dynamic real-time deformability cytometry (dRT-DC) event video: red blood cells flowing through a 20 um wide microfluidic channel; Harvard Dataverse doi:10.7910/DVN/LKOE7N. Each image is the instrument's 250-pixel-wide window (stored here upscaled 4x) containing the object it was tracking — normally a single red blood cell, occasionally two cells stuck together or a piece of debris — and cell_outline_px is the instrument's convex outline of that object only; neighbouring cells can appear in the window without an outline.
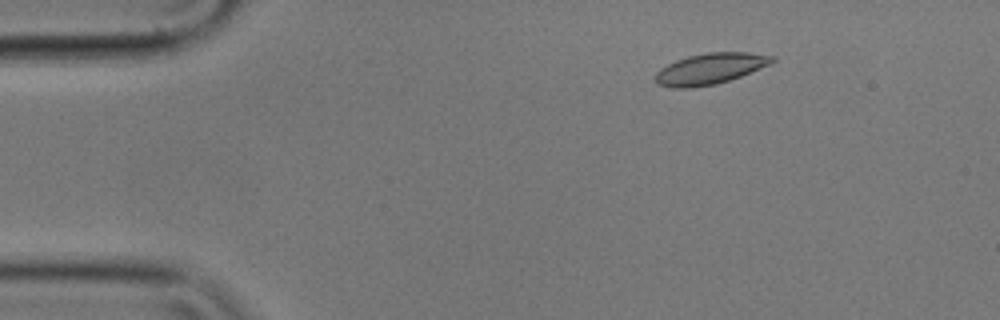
{"species": "common noctule bat (a hibernating species)", "species_latin": "Nyctalus noctula", "temperature_condition": "cold", "stored_images_in_passage": 44, "camera_frame_rate_fps": 3000, "um_per_image_px": 0.085, "animal": {"sex": "male", "body_mass_g": 17.9}, "frame": {"image": 1, "passage_image": 8, "time_ms": 2.333, "image_size_px": [1000, 320], "cell_outline_px": [[776, 60], [772, 64], [740, 76], [716, 84], [692, 88], [668, 88], [656, 84], [656, 72], [660, 68], [676, 60], [688, 56], [708, 52], [748, 52], [776, 56]], "centroid_in_image_um": [60.37, 5.84], "position_along_channel_um": 24.6, "area_um2": 21.27}}
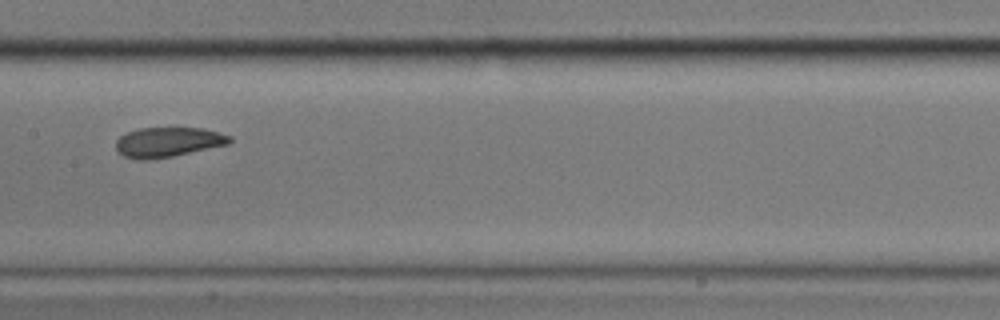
{"frame": {"image": 2, "passage_image": 28, "time_ms": 9.0, "image_size_px": [1000, 320], "cell_outline_px": [[232, 140], [228, 144], [172, 156], [148, 160], [140, 160], [124, 156], [116, 148], [116, 140], [120, 136], [128, 132], [140, 128], [204, 128], [220, 132], [232, 136]], "centroid_in_image_um": [14.3, 12.07], "position_along_channel_um": 193.1, "area_um2": 19.65}}
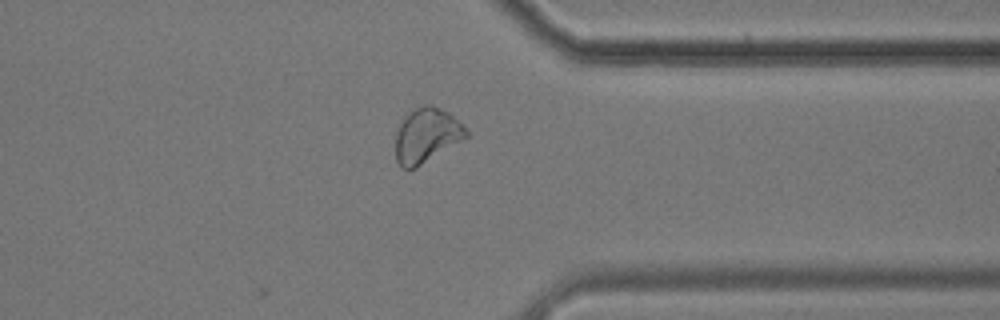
{"frame": {"image": 3, "passage_image": 44, "time_ms": 14.333, "image_size_px": [1000, 320], "cell_outline_px": [[468, 136], [416, 168], [408, 172], [400, 168], [396, 160], [396, 132], [400, 124], [416, 108], [424, 104], [432, 104], [448, 112], [468, 132]], "centroid_in_image_um": [36.22, 11.56], "position_along_channel_um": 375.2, "area_um2": 22.14}, "authors_computed_cell_mechanics": {"area_um2": 20.6924, "velocity_mm_per_s": 3.5058, "shape_relaxation_time_tau1_ms": 6.1273, "shape_relaxation_time_tau2_ms": 4.5647, "deformation_change_tau1": 0.1307, "deformation_change_tau2": 0.0814}}